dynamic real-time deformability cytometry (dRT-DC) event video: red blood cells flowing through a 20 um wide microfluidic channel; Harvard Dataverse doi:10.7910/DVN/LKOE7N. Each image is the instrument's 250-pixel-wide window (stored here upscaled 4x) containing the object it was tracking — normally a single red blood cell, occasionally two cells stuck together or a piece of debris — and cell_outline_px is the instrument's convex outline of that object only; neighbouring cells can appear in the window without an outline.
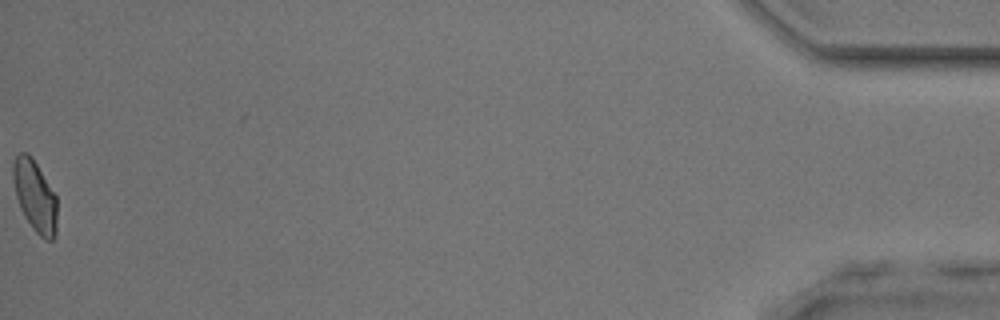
{"species": "common noctule bat (a hibernating species)", "species_latin": "Nyctalus noctula", "temperature_condition": "room temperature", "stored_images_in_passage": 45, "camera_frame_rate_fps": 3000, "um_per_image_px": 0.085, "animal": {"sex": "male", "body_mass_g": 17.9, "forearm_length_mm": 54.2}, "frame": {"image": 1, "passage_image": 45, "time_ms": 14.667, "image_size_px": [1000, 320], "cell_outline_px": [[56, 236], [52, 240], [44, 240], [32, 228], [24, 216], [20, 208], [16, 196], [12, 176], [12, 164], [16, 156], [20, 152], [28, 152], [36, 164], [56, 196]], "centroid_in_image_um": [2.95, 16.68], "position_along_channel_um": 432.2, "area_um2": 18.21}}